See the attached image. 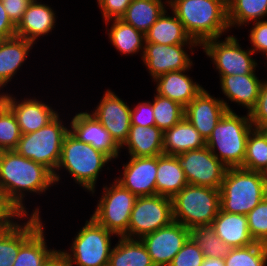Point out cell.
<instances>
[{"label": "cell", "instance_id": "obj_20", "mask_svg": "<svg viewBox=\"0 0 267 266\" xmlns=\"http://www.w3.org/2000/svg\"><path fill=\"white\" fill-rule=\"evenodd\" d=\"M55 14V11L47 4H42L37 0L31 1L16 26V36L35 44L40 36L52 32L56 25Z\"/></svg>", "mask_w": 267, "mask_h": 266}, {"label": "cell", "instance_id": "obj_27", "mask_svg": "<svg viewBox=\"0 0 267 266\" xmlns=\"http://www.w3.org/2000/svg\"><path fill=\"white\" fill-rule=\"evenodd\" d=\"M205 146L206 140L185 117L164 131L163 154L178 155Z\"/></svg>", "mask_w": 267, "mask_h": 266}, {"label": "cell", "instance_id": "obj_51", "mask_svg": "<svg viewBox=\"0 0 267 266\" xmlns=\"http://www.w3.org/2000/svg\"><path fill=\"white\" fill-rule=\"evenodd\" d=\"M160 2H162V0H159ZM179 0H166V1H164V2H166L168 5H166V6H169L170 7V9H171V7L173 6V5H175L177 2H178Z\"/></svg>", "mask_w": 267, "mask_h": 266}, {"label": "cell", "instance_id": "obj_13", "mask_svg": "<svg viewBox=\"0 0 267 266\" xmlns=\"http://www.w3.org/2000/svg\"><path fill=\"white\" fill-rule=\"evenodd\" d=\"M186 45L189 49L192 47L191 50L200 47L199 44L165 45L145 42L142 60L153 80L171 71L191 69L193 63L185 51Z\"/></svg>", "mask_w": 267, "mask_h": 266}, {"label": "cell", "instance_id": "obj_11", "mask_svg": "<svg viewBox=\"0 0 267 266\" xmlns=\"http://www.w3.org/2000/svg\"><path fill=\"white\" fill-rule=\"evenodd\" d=\"M218 39L206 40L200 46L215 64L219 75L256 74L258 64L251 56L254 54L251 49L243 50L233 35L225 37L223 41Z\"/></svg>", "mask_w": 267, "mask_h": 266}, {"label": "cell", "instance_id": "obj_19", "mask_svg": "<svg viewBox=\"0 0 267 266\" xmlns=\"http://www.w3.org/2000/svg\"><path fill=\"white\" fill-rule=\"evenodd\" d=\"M1 100L15 114L21 134L35 132L51 122L57 115V111L51 106L37 99H24L16 101V97L1 93Z\"/></svg>", "mask_w": 267, "mask_h": 266}, {"label": "cell", "instance_id": "obj_42", "mask_svg": "<svg viewBox=\"0 0 267 266\" xmlns=\"http://www.w3.org/2000/svg\"><path fill=\"white\" fill-rule=\"evenodd\" d=\"M249 117L254 128L267 129V81H263L259 97Z\"/></svg>", "mask_w": 267, "mask_h": 266}, {"label": "cell", "instance_id": "obj_43", "mask_svg": "<svg viewBox=\"0 0 267 266\" xmlns=\"http://www.w3.org/2000/svg\"><path fill=\"white\" fill-rule=\"evenodd\" d=\"M26 218L20 211L0 192V232L11 228L16 221L14 219ZM13 218V219H12Z\"/></svg>", "mask_w": 267, "mask_h": 266}, {"label": "cell", "instance_id": "obj_3", "mask_svg": "<svg viewBox=\"0 0 267 266\" xmlns=\"http://www.w3.org/2000/svg\"><path fill=\"white\" fill-rule=\"evenodd\" d=\"M267 196L263 172L227 168L220 187V210L248 214Z\"/></svg>", "mask_w": 267, "mask_h": 266}, {"label": "cell", "instance_id": "obj_15", "mask_svg": "<svg viewBox=\"0 0 267 266\" xmlns=\"http://www.w3.org/2000/svg\"><path fill=\"white\" fill-rule=\"evenodd\" d=\"M92 115L121 146L131 128V108L111 90H106Z\"/></svg>", "mask_w": 267, "mask_h": 266}, {"label": "cell", "instance_id": "obj_49", "mask_svg": "<svg viewBox=\"0 0 267 266\" xmlns=\"http://www.w3.org/2000/svg\"><path fill=\"white\" fill-rule=\"evenodd\" d=\"M44 266H71L68 260L58 250Z\"/></svg>", "mask_w": 267, "mask_h": 266}, {"label": "cell", "instance_id": "obj_50", "mask_svg": "<svg viewBox=\"0 0 267 266\" xmlns=\"http://www.w3.org/2000/svg\"><path fill=\"white\" fill-rule=\"evenodd\" d=\"M201 266H225L224 258H205Z\"/></svg>", "mask_w": 267, "mask_h": 266}, {"label": "cell", "instance_id": "obj_34", "mask_svg": "<svg viewBox=\"0 0 267 266\" xmlns=\"http://www.w3.org/2000/svg\"><path fill=\"white\" fill-rule=\"evenodd\" d=\"M227 7L230 28L261 21L267 16V0H227Z\"/></svg>", "mask_w": 267, "mask_h": 266}, {"label": "cell", "instance_id": "obj_9", "mask_svg": "<svg viewBox=\"0 0 267 266\" xmlns=\"http://www.w3.org/2000/svg\"><path fill=\"white\" fill-rule=\"evenodd\" d=\"M109 185L103 187V196L91 217L117 237H122L128 230L137 196L116 181Z\"/></svg>", "mask_w": 267, "mask_h": 266}, {"label": "cell", "instance_id": "obj_18", "mask_svg": "<svg viewBox=\"0 0 267 266\" xmlns=\"http://www.w3.org/2000/svg\"><path fill=\"white\" fill-rule=\"evenodd\" d=\"M70 126L69 132L79 141L92 145L111 160L118 158L120 146L91 113H77L72 118Z\"/></svg>", "mask_w": 267, "mask_h": 266}, {"label": "cell", "instance_id": "obj_24", "mask_svg": "<svg viewBox=\"0 0 267 266\" xmlns=\"http://www.w3.org/2000/svg\"><path fill=\"white\" fill-rule=\"evenodd\" d=\"M219 76L222 92L228 100L246 107L250 113L259 97L263 80H259L256 74Z\"/></svg>", "mask_w": 267, "mask_h": 266}, {"label": "cell", "instance_id": "obj_21", "mask_svg": "<svg viewBox=\"0 0 267 266\" xmlns=\"http://www.w3.org/2000/svg\"><path fill=\"white\" fill-rule=\"evenodd\" d=\"M40 210L30 215L27 222L15 223L11 228L0 232V266H13L21 245L42 225Z\"/></svg>", "mask_w": 267, "mask_h": 266}, {"label": "cell", "instance_id": "obj_46", "mask_svg": "<svg viewBox=\"0 0 267 266\" xmlns=\"http://www.w3.org/2000/svg\"><path fill=\"white\" fill-rule=\"evenodd\" d=\"M131 125L155 126L153 108L151 102H139L131 109Z\"/></svg>", "mask_w": 267, "mask_h": 266}, {"label": "cell", "instance_id": "obj_1", "mask_svg": "<svg viewBox=\"0 0 267 266\" xmlns=\"http://www.w3.org/2000/svg\"><path fill=\"white\" fill-rule=\"evenodd\" d=\"M52 184H55L53 173L44 165L21 156L15 150L0 151V192L22 215L28 216L23 203L25 193L41 194Z\"/></svg>", "mask_w": 267, "mask_h": 266}, {"label": "cell", "instance_id": "obj_36", "mask_svg": "<svg viewBox=\"0 0 267 266\" xmlns=\"http://www.w3.org/2000/svg\"><path fill=\"white\" fill-rule=\"evenodd\" d=\"M152 102L155 126L163 132L184 118L185 107L156 93Z\"/></svg>", "mask_w": 267, "mask_h": 266}, {"label": "cell", "instance_id": "obj_30", "mask_svg": "<svg viewBox=\"0 0 267 266\" xmlns=\"http://www.w3.org/2000/svg\"><path fill=\"white\" fill-rule=\"evenodd\" d=\"M108 266H154L140 239L120 237L112 248Z\"/></svg>", "mask_w": 267, "mask_h": 266}, {"label": "cell", "instance_id": "obj_16", "mask_svg": "<svg viewBox=\"0 0 267 266\" xmlns=\"http://www.w3.org/2000/svg\"><path fill=\"white\" fill-rule=\"evenodd\" d=\"M227 111L233 112L225 100L214 98L207 90L203 89L185 107L184 117L207 140Z\"/></svg>", "mask_w": 267, "mask_h": 266}, {"label": "cell", "instance_id": "obj_45", "mask_svg": "<svg viewBox=\"0 0 267 266\" xmlns=\"http://www.w3.org/2000/svg\"><path fill=\"white\" fill-rule=\"evenodd\" d=\"M132 0H97L105 21L121 18Z\"/></svg>", "mask_w": 267, "mask_h": 266}, {"label": "cell", "instance_id": "obj_38", "mask_svg": "<svg viewBox=\"0 0 267 266\" xmlns=\"http://www.w3.org/2000/svg\"><path fill=\"white\" fill-rule=\"evenodd\" d=\"M225 266H266L267 245L256 242L241 248H231L224 258Z\"/></svg>", "mask_w": 267, "mask_h": 266}, {"label": "cell", "instance_id": "obj_52", "mask_svg": "<svg viewBox=\"0 0 267 266\" xmlns=\"http://www.w3.org/2000/svg\"><path fill=\"white\" fill-rule=\"evenodd\" d=\"M264 175H265V178H266V180H267V171L264 173Z\"/></svg>", "mask_w": 267, "mask_h": 266}, {"label": "cell", "instance_id": "obj_7", "mask_svg": "<svg viewBox=\"0 0 267 266\" xmlns=\"http://www.w3.org/2000/svg\"><path fill=\"white\" fill-rule=\"evenodd\" d=\"M59 114L47 125L35 132L21 134L15 151L21 156L40 163L53 174L61 156L65 136L69 133Z\"/></svg>", "mask_w": 267, "mask_h": 266}, {"label": "cell", "instance_id": "obj_17", "mask_svg": "<svg viewBox=\"0 0 267 266\" xmlns=\"http://www.w3.org/2000/svg\"><path fill=\"white\" fill-rule=\"evenodd\" d=\"M129 159L123 164L122 177L115 181L137 197L156 195L157 156Z\"/></svg>", "mask_w": 267, "mask_h": 266}, {"label": "cell", "instance_id": "obj_28", "mask_svg": "<svg viewBox=\"0 0 267 266\" xmlns=\"http://www.w3.org/2000/svg\"><path fill=\"white\" fill-rule=\"evenodd\" d=\"M188 184L176 155L157 156L156 195L173 198Z\"/></svg>", "mask_w": 267, "mask_h": 266}, {"label": "cell", "instance_id": "obj_47", "mask_svg": "<svg viewBox=\"0 0 267 266\" xmlns=\"http://www.w3.org/2000/svg\"><path fill=\"white\" fill-rule=\"evenodd\" d=\"M9 19L17 26L26 11L28 0H2Z\"/></svg>", "mask_w": 267, "mask_h": 266}, {"label": "cell", "instance_id": "obj_6", "mask_svg": "<svg viewBox=\"0 0 267 266\" xmlns=\"http://www.w3.org/2000/svg\"><path fill=\"white\" fill-rule=\"evenodd\" d=\"M173 219L192 229L209 226L220 210V189L187 184L172 198Z\"/></svg>", "mask_w": 267, "mask_h": 266}, {"label": "cell", "instance_id": "obj_12", "mask_svg": "<svg viewBox=\"0 0 267 266\" xmlns=\"http://www.w3.org/2000/svg\"><path fill=\"white\" fill-rule=\"evenodd\" d=\"M190 185L220 189L227 167L207 146L176 155Z\"/></svg>", "mask_w": 267, "mask_h": 266}, {"label": "cell", "instance_id": "obj_33", "mask_svg": "<svg viewBox=\"0 0 267 266\" xmlns=\"http://www.w3.org/2000/svg\"><path fill=\"white\" fill-rule=\"evenodd\" d=\"M42 224L22 245L13 266H44L58 251L48 249Z\"/></svg>", "mask_w": 267, "mask_h": 266}, {"label": "cell", "instance_id": "obj_44", "mask_svg": "<svg viewBox=\"0 0 267 266\" xmlns=\"http://www.w3.org/2000/svg\"><path fill=\"white\" fill-rule=\"evenodd\" d=\"M250 28V42L252 44L251 50L254 53L262 52L263 55L267 54V21L261 20L256 21L252 24Z\"/></svg>", "mask_w": 267, "mask_h": 266}, {"label": "cell", "instance_id": "obj_37", "mask_svg": "<svg viewBox=\"0 0 267 266\" xmlns=\"http://www.w3.org/2000/svg\"><path fill=\"white\" fill-rule=\"evenodd\" d=\"M190 236L199 245L205 258H225L231 250V247L215 234L210 225L192 228Z\"/></svg>", "mask_w": 267, "mask_h": 266}, {"label": "cell", "instance_id": "obj_40", "mask_svg": "<svg viewBox=\"0 0 267 266\" xmlns=\"http://www.w3.org/2000/svg\"><path fill=\"white\" fill-rule=\"evenodd\" d=\"M246 217L253 239L267 245V196Z\"/></svg>", "mask_w": 267, "mask_h": 266}, {"label": "cell", "instance_id": "obj_14", "mask_svg": "<svg viewBox=\"0 0 267 266\" xmlns=\"http://www.w3.org/2000/svg\"><path fill=\"white\" fill-rule=\"evenodd\" d=\"M189 237L190 229L173 221L140 240L146 247L154 266H169Z\"/></svg>", "mask_w": 267, "mask_h": 266}, {"label": "cell", "instance_id": "obj_5", "mask_svg": "<svg viewBox=\"0 0 267 266\" xmlns=\"http://www.w3.org/2000/svg\"><path fill=\"white\" fill-rule=\"evenodd\" d=\"M254 128L246 116L227 111L206 140L209 150L227 167H242L250 131Z\"/></svg>", "mask_w": 267, "mask_h": 266}, {"label": "cell", "instance_id": "obj_22", "mask_svg": "<svg viewBox=\"0 0 267 266\" xmlns=\"http://www.w3.org/2000/svg\"><path fill=\"white\" fill-rule=\"evenodd\" d=\"M210 226L215 234L231 248H241L256 243L250 234L247 217L244 214L219 210Z\"/></svg>", "mask_w": 267, "mask_h": 266}, {"label": "cell", "instance_id": "obj_23", "mask_svg": "<svg viewBox=\"0 0 267 266\" xmlns=\"http://www.w3.org/2000/svg\"><path fill=\"white\" fill-rule=\"evenodd\" d=\"M187 70L171 71L155 80L156 93L186 107L204 88L185 73Z\"/></svg>", "mask_w": 267, "mask_h": 266}, {"label": "cell", "instance_id": "obj_39", "mask_svg": "<svg viewBox=\"0 0 267 266\" xmlns=\"http://www.w3.org/2000/svg\"><path fill=\"white\" fill-rule=\"evenodd\" d=\"M21 131L15 114L0 100V151L15 150Z\"/></svg>", "mask_w": 267, "mask_h": 266}, {"label": "cell", "instance_id": "obj_41", "mask_svg": "<svg viewBox=\"0 0 267 266\" xmlns=\"http://www.w3.org/2000/svg\"><path fill=\"white\" fill-rule=\"evenodd\" d=\"M204 259L199 245L190 236L169 266H201Z\"/></svg>", "mask_w": 267, "mask_h": 266}, {"label": "cell", "instance_id": "obj_4", "mask_svg": "<svg viewBox=\"0 0 267 266\" xmlns=\"http://www.w3.org/2000/svg\"><path fill=\"white\" fill-rule=\"evenodd\" d=\"M109 161L111 159L106 154L79 141L69 132L63 141L57 171L53 174L55 185L60 181L57 172L65 168L78 185L93 194L99 172Z\"/></svg>", "mask_w": 267, "mask_h": 266}, {"label": "cell", "instance_id": "obj_31", "mask_svg": "<svg viewBox=\"0 0 267 266\" xmlns=\"http://www.w3.org/2000/svg\"><path fill=\"white\" fill-rule=\"evenodd\" d=\"M110 21L113 24L108 29V35L115 49L125 55L135 54L140 50L144 52L145 34L143 32L136 30L121 18L110 19L105 23L108 24Z\"/></svg>", "mask_w": 267, "mask_h": 266}, {"label": "cell", "instance_id": "obj_2", "mask_svg": "<svg viewBox=\"0 0 267 266\" xmlns=\"http://www.w3.org/2000/svg\"><path fill=\"white\" fill-rule=\"evenodd\" d=\"M186 33L199 45L230 28L227 0H179L171 7Z\"/></svg>", "mask_w": 267, "mask_h": 266}, {"label": "cell", "instance_id": "obj_26", "mask_svg": "<svg viewBox=\"0 0 267 266\" xmlns=\"http://www.w3.org/2000/svg\"><path fill=\"white\" fill-rule=\"evenodd\" d=\"M33 42L21 37L0 40V89L17 73L27 59Z\"/></svg>", "mask_w": 267, "mask_h": 266}, {"label": "cell", "instance_id": "obj_35", "mask_svg": "<svg viewBox=\"0 0 267 266\" xmlns=\"http://www.w3.org/2000/svg\"><path fill=\"white\" fill-rule=\"evenodd\" d=\"M243 169L249 171H267V129L253 128L245 150Z\"/></svg>", "mask_w": 267, "mask_h": 266}, {"label": "cell", "instance_id": "obj_25", "mask_svg": "<svg viewBox=\"0 0 267 266\" xmlns=\"http://www.w3.org/2000/svg\"><path fill=\"white\" fill-rule=\"evenodd\" d=\"M163 136L164 132L157 126L131 125L120 148L126 146L130 157H155L163 154Z\"/></svg>", "mask_w": 267, "mask_h": 266}, {"label": "cell", "instance_id": "obj_10", "mask_svg": "<svg viewBox=\"0 0 267 266\" xmlns=\"http://www.w3.org/2000/svg\"><path fill=\"white\" fill-rule=\"evenodd\" d=\"M173 221L171 198L161 195L140 196L133 206L128 230L122 237L141 239Z\"/></svg>", "mask_w": 267, "mask_h": 266}, {"label": "cell", "instance_id": "obj_48", "mask_svg": "<svg viewBox=\"0 0 267 266\" xmlns=\"http://www.w3.org/2000/svg\"><path fill=\"white\" fill-rule=\"evenodd\" d=\"M16 36V26L9 19L7 12L0 0V40L9 39Z\"/></svg>", "mask_w": 267, "mask_h": 266}, {"label": "cell", "instance_id": "obj_32", "mask_svg": "<svg viewBox=\"0 0 267 266\" xmlns=\"http://www.w3.org/2000/svg\"><path fill=\"white\" fill-rule=\"evenodd\" d=\"M165 5L159 0H132L121 19L145 34L166 9Z\"/></svg>", "mask_w": 267, "mask_h": 266}, {"label": "cell", "instance_id": "obj_29", "mask_svg": "<svg viewBox=\"0 0 267 266\" xmlns=\"http://www.w3.org/2000/svg\"><path fill=\"white\" fill-rule=\"evenodd\" d=\"M167 16V10L158 17L157 21L145 33V42L165 45L198 44L186 33L183 24L175 13Z\"/></svg>", "mask_w": 267, "mask_h": 266}, {"label": "cell", "instance_id": "obj_8", "mask_svg": "<svg viewBox=\"0 0 267 266\" xmlns=\"http://www.w3.org/2000/svg\"><path fill=\"white\" fill-rule=\"evenodd\" d=\"M113 234L91 217L75 235L71 253L65 250L60 252L71 266H108Z\"/></svg>", "mask_w": 267, "mask_h": 266}]
</instances>
